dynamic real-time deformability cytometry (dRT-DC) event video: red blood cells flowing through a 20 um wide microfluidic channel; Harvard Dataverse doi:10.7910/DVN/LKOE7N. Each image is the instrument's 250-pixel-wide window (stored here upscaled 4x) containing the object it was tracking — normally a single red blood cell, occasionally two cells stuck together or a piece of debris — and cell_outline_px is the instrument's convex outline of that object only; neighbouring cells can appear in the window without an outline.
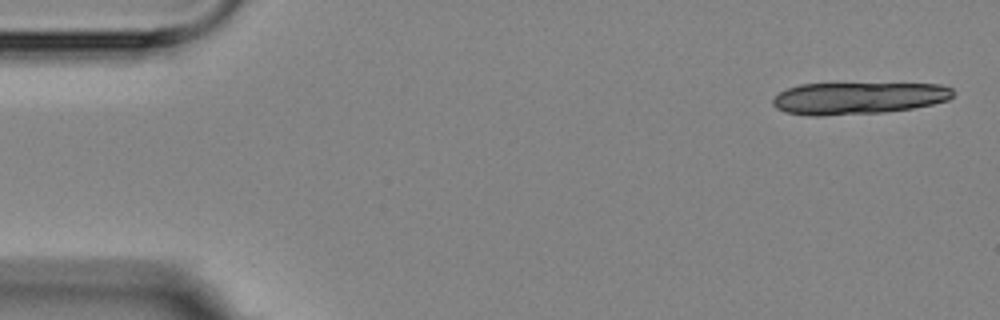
{"species": "Egyptian fruit bat (a non-hibernating species)", "species_latin": "Rousettus aegyptiacus", "temperature_condition": "room temperature", "stored_images_in_passage": 5, "camera_frame_rate_fps": 3000, "um_per_image_px": 0.085, "animal": {"sex": "female"}, "frame": {"image": 1, "passage_image": 1, "time_ms": 0.0, "image_size_px": [1000, 320], "cell_outline_px": [[952, 96], [948, 100], [932, 104], [912, 108], [884, 112], [824, 116], [812, 116], [784, 112], [776, 108], [772, 104], [772, 100], [780, 92], [788, 88], [800, 84], [940, 84], [952, 88]], "centroid_in_image_um": [72.91, 8.35], "position_along_channel_um": 12.1, "area_um2": 33.52}}